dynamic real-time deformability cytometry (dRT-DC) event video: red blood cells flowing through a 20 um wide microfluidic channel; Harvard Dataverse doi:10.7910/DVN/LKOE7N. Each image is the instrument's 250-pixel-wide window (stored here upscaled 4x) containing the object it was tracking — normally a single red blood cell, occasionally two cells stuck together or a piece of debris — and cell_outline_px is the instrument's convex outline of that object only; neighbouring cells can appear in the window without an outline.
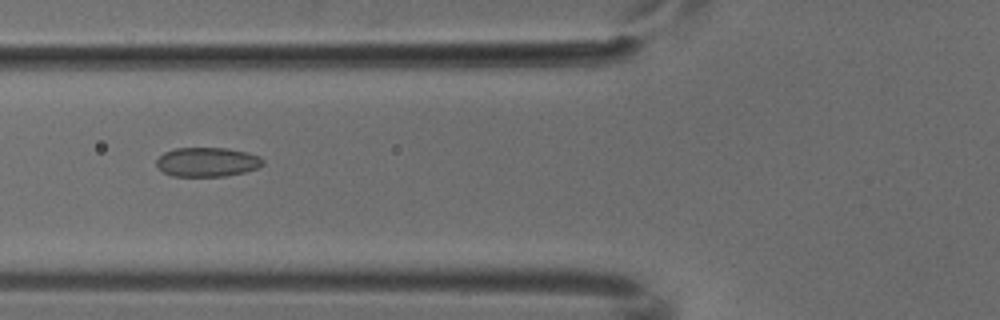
{"species": "common noctule bat (a hibernating species)", "species_latin": "Nyctalus noctula", "temperature_condition": "cold", "stored_images_in_passage": 9, "camera_frame_rate_fps": 3000, "um_per_image_px": 0.085, "animal": {"sex": "male", "body_mass_g": 18.8}, "frame": {"image": 1, "passage_image": 6, "time_ms": 1.667, "image_size_px": [1000, 320], "cell_outline_px": [[264, 164], [256, 168], [244, 172], [224, 176], [172, 176], [164, 172], [156, 164], [156, 160], [164, 152], [176, 148], [228, 148], [248, 152], [260, 156], [264, 160]], "centroid_in_image_um": [17.63, 13.76], "position_along_channel_um": 108.2, "area_um2": 18.15}}
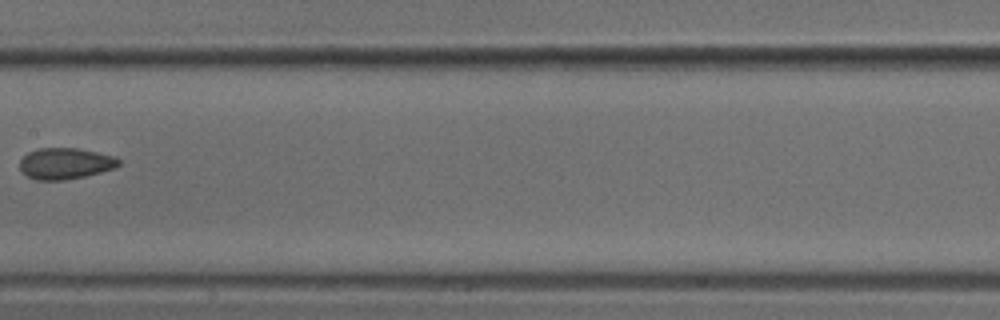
{"frame": {"image": 2, "passage_image": 8, "time_ms": 2.333, "image_size_px": [1000, 320], "cell_outline_px": [[120, 164], [116, 168], [84, 176], [64, 180], [36, 180], [28, 176], [20, 168], [20, 160], [28, 152], [40, 148], [76, 148], [116, 156], [120, 160]], "centroid_in_image_um": [5.57, 13.89], "position_along_channel_um": 201.8, "area_um2": 17.92}}
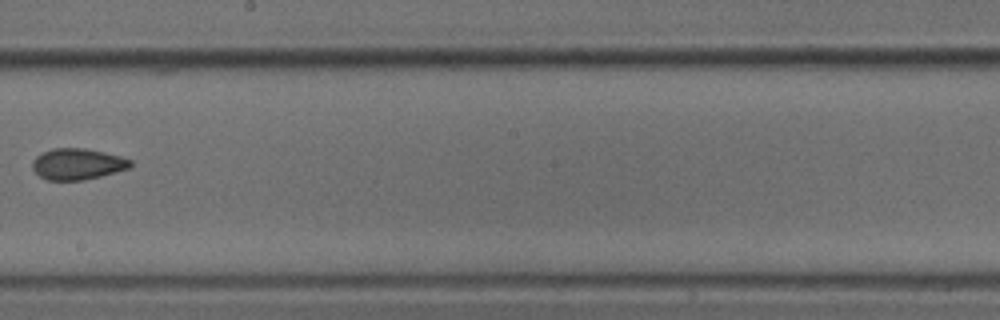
{"frame": {"image": 3, "passage_image": 9, "time_ms": 2.667, "image_size_px": [1000, 320], "cell_outline_px": [[132, 164], [128, 168], [100, 176], [84, 180], [48, 180], [40, 176], [32, 168], [32, 160], [36, 156], [52, 148], [84, 148], [104, 152], [120, 156], [132, 160]], "centroid_in_image_um": [6.57, 13.94], "position_along_channel_um": 241.6, "area_um2": 17.69}}